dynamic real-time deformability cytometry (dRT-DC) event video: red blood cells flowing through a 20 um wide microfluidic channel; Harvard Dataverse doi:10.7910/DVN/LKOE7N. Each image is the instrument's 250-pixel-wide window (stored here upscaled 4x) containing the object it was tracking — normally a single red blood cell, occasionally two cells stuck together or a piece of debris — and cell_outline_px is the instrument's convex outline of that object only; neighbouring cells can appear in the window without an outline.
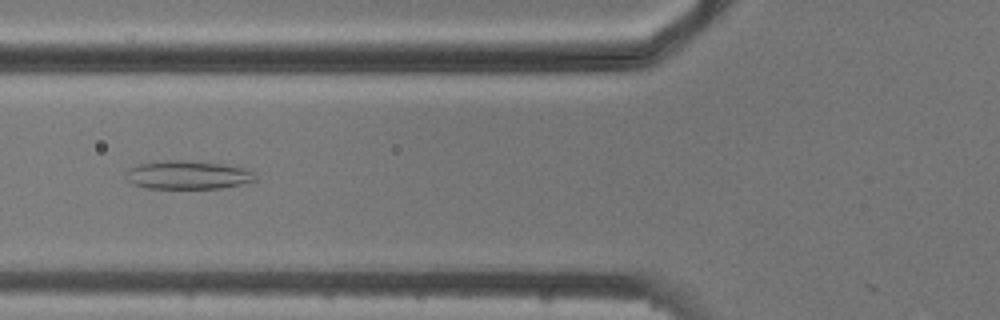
{"species": "common noctule bat (a hibernating species)", "species_latin": "Nyctalus noctula", "temperature_condition": "cold", "stored_images_in_passage": 9, "camera_frame_rate_fps": 3000, "um_per_image_px": 0.085, "animal": {"sex": "male", "body_mass_g": 20.5, "forearm_length_mm": 52.5}, "frame": {"image": 1, "passage_image": 5, "time_ms": 5.667, "image_size_px": [1000, 320], "cell_outline_px": [[256, 180], [240, 184], [220, 188], [148, 188], [132, 184], [124, 176], [124, 172], [128, 168], [140, 164], [156, 160], [184, 160], [220, 164], [252, 168], [256, 176]], "centroid_in_image_um": [15.95, 14.86], "position_along_channel_um": 109.9, "area_um2": 21.73}}
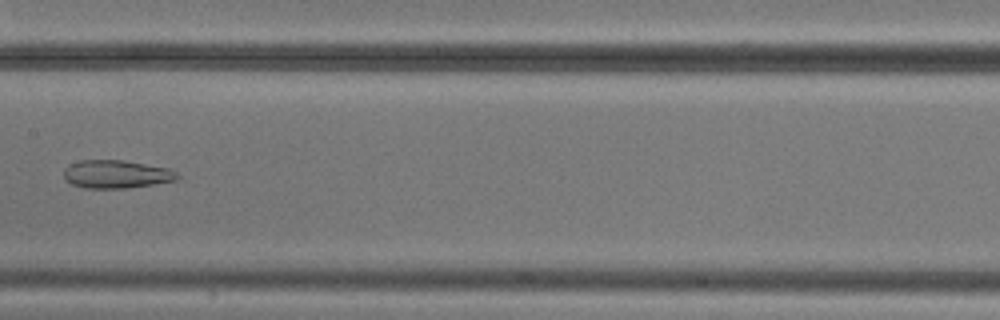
{"frame": {"image": 2, "passage_image": 7, "time_ms": 8.0, "image_size_px": [1000, 320], "cell_outline_px": [[180, 180], [124, 188], [84, 188], [72, 184], [64, 180], [64, 168], [80, 160], [124, 160], [168, 168], [176, 172], [180, 176]], "centroid_in_image_um": [9.89, 14.81], "position_along_channel_um": 197.5, "area_um2": 18.61}}
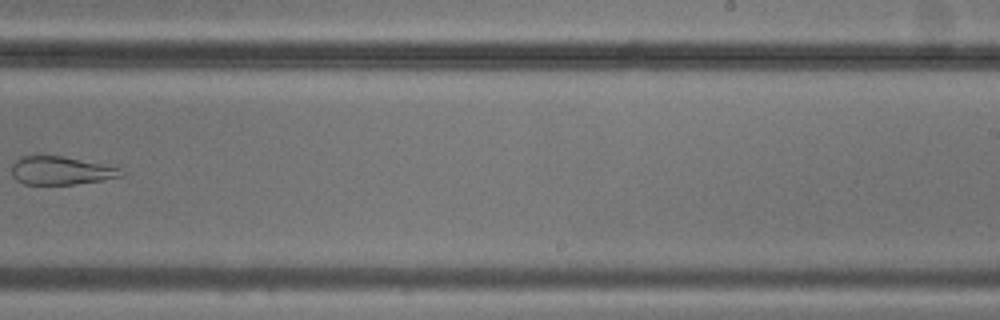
{"frame": {"image": 3, "passage_image": 9, "time_ms": 10.333, "image_size_px": [1000, 320], "cell_outline_px": [[124, 172], [120, 176], [100, 180], [72, 184], [24, 184], [16, 180], [12, 176], [12, 160], [20, 156], [64, 156], [120, 168]], "centroid_in_image_um": [5.1, 14.49], "position_along_channel_um": 283.9, "area_um2": 17.86}}